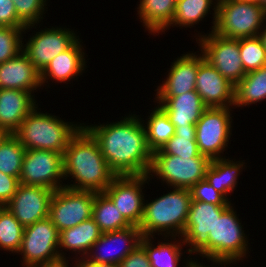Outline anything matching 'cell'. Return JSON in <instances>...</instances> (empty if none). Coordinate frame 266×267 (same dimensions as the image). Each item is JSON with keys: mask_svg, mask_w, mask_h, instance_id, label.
I'll use <instances>...</instances> for the list:
<instances>
[{"mask_svg": "<svg viewBox=\"0 0 266 267\" xmlns=\"http://www.w3.org/2000/svg\"><path fill=\"white\" fill-rule=\"evenodd\" d=\"M177 0H140L137 14L145 30L154 35L162 32L171 24Z\"/></svg>", "mask_w": 266, "mask_h": 267, "instance_id": "cell-27", "label": "cell"}, {"mask_svg": "<svg viewBox=\"0 0 266 267\" xmlns=\"http://www.w3.org/2000/svg\"><path fill=\"white\" fill-rule=\"evenodd\" d=\"M82 124L66 122L56 115L43 113L37 104L13 135L26 150H51L63 154Z\"/></svg>", "mask_w": 266, "mask_h": 267, "instance_id": "cell-4", "label": "cell"}, {"mask_svg": "<svg viewBox=\"0 0 266 267\" xmlns=\"http://www.w3.org/2000/svg\"><path fill=\"white\" fill-rule=\"evenodd\" d=\"M149 114L148 118L145 119L147 121L142 118V122L146 130L148 147L152 152H155L160 150L175 135V126L158 105Z\"/></svg>", "mask_w": 266, "mask_h": 267, "instance_id": "cell-30", "label": "cell"}, {"mask_svg": "<svg viewBox=\"0 0 266 267\" xmlns=\"http://www.w3.org/2000/svg\"><path fill=\"white\" fill-rule=\"evenodd\" d=\"M41 87L40 71L23 51L0 63V89H19L33 94Z\"/></svg>", "mask_w": 266, "mask_h": 267, "instance_id": "cell-22", "label": "cell"}, {"mask_svg": "<svg viewBox=\"0 0 266 267\" xmlns=\"http://www.w3.org/2000/svg\"><path fill=\"white\" fill-rule=\"evenodd\" d=\"M101 235L102 232L92 217L72 228L64 229L59 232L58 251L60 257H66L63 250L67 252L70 250L76 256L71 260L84 259Z\"/></svg>", "mask_w": 266, "mask_h": 267, "instance_id": "cell-24", "label": "cell"}, {"mask_svg": "<svg viewBox=\"0 0 266 267\" xmlns=\"http://www.w3.org/2000/svg\"><path fill=\"white\" fill-rule=\"evenodd\" d=\"M266 100V65L248 72L235 85L234 108L246 107Z\"/></svg>", "mask_w": 266, "mask_h": 267, "instance_id": "cell-29", "label": "cell"}, {"mask_svg": "<svg viewBox=\"0 0 266 267\" xmlns=\"http://www.w3.org/2000/svg\"><path fill=\"white\" fill-rule=\"evenodd\" d=\"M260 5L266 9V0H260Z\"/></svg>", "mask_w": 266, "mask_h": 267, "instance_id": "cell-49", "label": "cell"}, {"mask_svg": "<svg viewBox=\"0 0 266 267\" xmlns=\"http://www.w3.org/2000/svg\"><path fill=\"white\" fill-rule=\"evenodd\" d=\"M17 17L26 25L23 34L38 26L44 19L48 0H12ZM36 26V27H35Z\"/></svg>", "mask_w": 266, "mask_h": 267, "instance_id": "cell-36", "label": "cell"}, {"mask_svg": "<svg viewBox=\"0 0 266 267\" xmlns=\"http://www.w3.org/2000/svg\"><path fill=\"white\" fill-rule=\"evenodd\" d=\"M19 179L0 172V202L5 206L16 193Z\"/></svg>", "mask_w": 266, "mask_h": 267, "instance_id": "cell-40", "label": "cell"}, {"mask_svg": "<svg viewBox=\"0 0 266 267\" xmlns=\"http://www.w3.org/2000/svg\"><path fill=\"white\" fill-rule=\"evenodd\" d=\"M59 232L50 218H44L24 227L20 250L23 267H36L60 257Z\"/></svg>", "mask_w": 266, "mask_h": 267, "instance_id": "cell-12", "label": "cell"}, {"mask_svg": "<svg viewBox=\"0 0 266 267\" xmlns=\"http://www.w3.org/2000/svg\"><path fill=\"white\" fill-rule=\"evenodd\" d=\"M154 100L175 127H196L207 108L195 90L178 96H155Z\"/></svg>", "mask_w": 266, "mask_h": 267, "instance_id": "cell-21", "label": "cell"}, {"mask_svg": "<svg viewBox=\"0 0 266 267\" xmlns=\"http://www.w3.org/2000/svg\"><path fill=\"white\" fill-rule=\"evenodd\" d=\"M192 201H201L215 205H232L221 193L216 191L206 179L200 180L190 188Z\"/></svg>", "mask_w": 266, "mask_h": 267, "instance_id": "cell-38", "label": "cell"}, {"mask_svg": "<svg viewBox=\"0 0 266 267\" xmlns=\"http://www.w3.org/2000/svg\"><path fill=\"white\" fill-rule=\"evenodd\" d=\"M118 267H152L145 249L139 244L130 254H128Z\"/></svg>", "mask_w": 266, "mask_h": 267, "instance_id": "cell-41", "label": "cell"}, {"mask_svg": "<svg viewBox=\"0 0 266 267\" xmlns=\"http://www.w3.org/2000/svg\"><path fill=\"white\" fill-rule=\"evenodd\" d=\"M233 204L216 219L212 232H209V262L229 267L247 258L248 238Z\"/></svg>", "mask_w": 266, "mask_h": 267, "instance_id": "cell-5", "label": "cell"}, {"mask_svg": "<svg viewBox=\"0 0 266 267\" xmlns=\"http://www.w3.org/2000/svg\"><path fill=\"white\" fill-rule=\"evenodd\" d=\"M217 8L215 33L234 39L259 36L266 20V9L260 4L231 0Z\"/></svg>", "mask_w": 266, "mask_h": 267, "instance_id": "cell-6", "label": "cell"}, {"mask_svg": "<svg viewBox=\"0 0 266 267\" xmlns=\"http://www.w3.org/2000/svg\"><path fill=\"white\" fill-rule=\"evenodd\" d=\"M24 29L0 26V63L16 57L22 51Z\"/></svg>", "mask_w": 266, "mask_h": 267, "instance_id": "cell-37", "label": "cell"}, {"mask_svg": "<svg viewBox=\"0 0 266 267\" xmlns=\"http://www.w3.org/2000/svg\"><path fill=\"white\" fill-rule=\"evenodd\" d=\"M0 26L25 28L26 25L17 17L12 0H0Z\"/></svg>", "mask_w": 266, "mask_h": 267, "instance_id": "cell-39", "label": "cell"}, {"mask_svg": "<svg viewBox=\"0 0 266 267\" xmlns=\"http://www.w3.org/2000/svg\"><path fill=\"white\" fill-rule=\"evenodd\" d=\"M231 205H215L201 201H191L188 219L182 235L189 256L197 254L209 262V232H212L216 219ZM192 254V255H191ZM204 257V258H202Z\"/></svg>", "mask_w": 266, "mask_h": 267, "instance_id": "cell-11", "label": "cell"}, {"mask_svg": "<svg viewBox=\"0 0 266 267\" xmlns=\"http://www.w3.org/2000/svg\"><path fill=\"white\" fill-rule=\"evenodd\" d=\"M204 263L202 262V267H210L209 265L208 266H206L205 264L203 265ZM212 267H213V265H212Z\"/></svg>", "mask_w": 266, "mask_h": 267, "instance_id": "cell-51", "label": "cell"}, {"mask_svg": "<svg viewBox=\"0 0 266 267\" xmlns=\"http://www.w3.org/2000/svg\"><path fill=\"white\" fill-rule=\"evenodd\" d=\"M10 134L7 131H4L0 129V145L4 142V140L9 136Z\"/></svg>", "mask_w": 266, "mask_h": 267, "instance_id": "cell-45", "label": "cell"}, {"mask_svg": "<svg viewBox=\"0 0 266 267\" xmlns=\"http://www.w3.org/2000/svg\"><path fill=\"white\" fill-rule=\"evenodd\" d=\"M235 160L229 157L211 160L205 174L206 181L228 201L229 194L237 187L240 173L246 167L244 160Z\"/></svg>", "mask_w": 266, "mask_h": 267, "instance_id": "cell-26", "label": "cell"}, {"mask_svg": "<svg viewBox=\"0 0 266 267\" xmlns=\"http://www.w3.org/2000/svg\"><path fill=\"white\" fill-rule=\"evenodd\" d=\"M92 218L99 226L102 233L112 232L131 226L114 206V203L103 192L95 194Z\"/></svg>", "mask_w": 266, "mask_h": 267, "instance_id": "cell-31", "label": "cell"}, {"mask_svg": "<svg viewBox=\"0 0 266 267\" xmlns=\"http://www.w3.org/2000/svg\"><path fill=\"white\" fill-rule=\"evenodd\" d=\"M34 95L19 89H0V129L14 134L37 106Z\"/></svg>", "mask_w": 266, "mask_h": 267, "instance_id": "cell-23", "label": "cell"}, {"mask_svg": "<svg viewBox=\"0 0 266 267\" xmlns=\"http://www.w3.org/2000/svg\"><path fill=\"white\" fill-rule=\"evenodd\" d=\"M26 149L10 134L0 145V172L19 179Z\"/></svg>", "mask_w": 266, "mask_h": 267, "instance_id": "cell-33", "label": "cell"}, {"mask_svg": "<svg viewBox=\"0 0 266 267\" xmlns=\"http://www.w3.org/2000/svg\"><path fill=\"white\" fill-rule=\"evenodd\" d=\"M54 190L19 183L16 193L5 207L23 227L47 218Z\"/></svg>", "mask_w": 266, "mask_h": 267, "instance_id": "cell-17", "label": "cell"}, {"mask_svg": "<svg viewBox=\"0 0 266 267\" xmlns=\"http://www.w3.org/2000/svg\"><path fill=\"white\" fill-rule=\"evenodd\" d=\"M239 51L245 73L266 65V49L259 36L239 38Z\"/></svg>", "mask_w": 266, "mask_h": 267, "instance_id": "cell-35", "label": "cell"}, {"mask_svg": "<svg viewBox=\"0 0 266 267\" xmlns=\"http://www.w3.org/2000/svg\"><path fill=\"white\" fill-rule=\"evenodd\" d=\"M64 179H74L65 184L73 190L104 192L116 176L108 167L97 141L82 126L71 138L63 153Z\"/></svg>", "mask_w": 266, "mask_h": 267, "instance_id": "cell-2", "label": "cell"}, {"mask_svg": "<svg viewBox=\"0 0 266 267\" xmlns=\"http://www.w3.org/2000/svg\"><path fill=\"white\" fill-rule=\"evenodd\" d=\"M259 37L261 38L263 45L266 49V20H265V23L262 27V30L260 31Z\"/></svg>", "mask_w": 266, "mask_h": 267, "instance_id": "cell-44", "label": "cell"}, {"mask_svg": "<svg viewBox=\"0 0 266 267\" xmlns=\"http://www.w3.org/2000/svg\"><path fill=\"white\" fill-rule=\"evenodd\" d=\"M212 7V8H211ZM218 6L215 4L213 0H177L176 3V10L174 17L171 21V24L162 32L163 34L165 31L170 29L171 27H189L193 28L194 25H198L200 21L206 17L208 12L212 13V27L211 31H214L216 19H217V8ZM212 9L213 11H211Z\"/></svg>", "mask_w": 266, "mask_h": 267, "instance_id": "cell-28", "label": "cell"}, {"mask_svg": "<svg viewBox=\"0 0 266 267\" xmlns=\"http://www.w3.org/2000/svg\"><path fill=\"white\" fill-rule=\"evenodd\" d=\"M197 36V37H196ZM199 50L204 58L233 85L246 75L239 51V39L226 38L214 31L195 34ZM199 37V38H198Z\"/></svg>", "mask_w": 266, "mask_h": 267, "instance_id": "cell-9", "label": "cell"}, {"mask_svg": "<svg viewBox=\"0 0 266 267\" xmlns=\"http://www.w3.org/2000/svg\"><path fill=\"white\" fill-rule=\"evenodd\" d=\"M191 201L190 189L187 188H173L150 202L144 201L139 225L142 236L182 237Z\"/></svg>", "mask_w": 266, "mask_h": 267, "instance_id": "cell-3", "label": "cell"}, {"mask_svg": "<svg viewBox=\"0 0 266 267\" xmlns=\"http://www.w3.org/2000/svg\"><path fill=\"white\" fill-rule=\"evenodd\" d=\"M82 40L80 37L65 51L54 57L47 66L40 72L41 84L44 87L48 86V79L59 83L70 82L71 79H75L77 76L82 75L87 68V56L84 53ZM47 83V84H45Z\"/></svg>", "mask_w": 266, "mask_h": 267, "instance_id": "cell-20", "label": "cell"}, {"mask_svg": "<svg viewBox=\"0 0 266 267\" xmlns=\"http://www.w3.org/2000/svg\"><path fill=\"white\" fill-rule=\"evenodd\" d=\"M4 205L0 202V212L4 209Z\"/></svg>", "mask_w": 266, "mask_h": 267, "instance_id": "cell-50", "label": "cell"}, {"mask_svg": "<svg viewBox=\"0 0 266 267\" xmlns=\"http://www.w3.org/2000/svg\"><path fill=\"white\" fill-rule=\"evenodd\" d=\"M189 267H202V262L200 263V261H198L196 258V260L194 259V262Z\"/></svg>", "mask_w": 266, "mask_h": 267, "instance_id": "cell-46", "label": "cell"}, {"mask_svg": "<svg viewBox=\"0 0 266 267\" xmlns=\"http://www.w3.org/2000/svg\"><path fill=\"white\" fill-rule=\"evenodd\" d=\"M39 31H34L26 44L22 43V51L41 72L54 57L67 50L79 35L72 29L60 26L45 27Z\"/></svg>", "mask_w": 266, "mask_h": 267, "instance_id": "cell-15", "label": "cell"}, {"mask_svg": "<svg viewBox=\"0 0 266 267\" xmlns=\"http://www.w3.org/2000/svg\"><path fill=\"white\" fill-rule=\"evenodd\" d=\"M154 238L156 237H142L140 241V245L146 251L150 265L152 267H180V261L183 259L181 257H183L185 252H188L187 250H184V253L182 251L184 247L183 245H185L182 237L164 236V242L157 241V245L156 242L153 241ZM168 239H170V241ZM192 259L193 258H190L189 256L186 259L184 258L183 261L185 266H182L189 267L194 262V259Z\"/></svg>", "mask_w": 266, "mask_h": 267, "instance_id": "cell-25", "label": "cell"}, {"mask_svg": "<svg viewBox=\"0 0 266 267\" xmlns=\"http://www.w3.org/2000/svg\"><path fill=\"white\" fill-rule=\"evenodd\" d=\"M153 155H176L178 157L208 158L201 155L196 142V127H175V135Z\"/></svg>", "mask_w": 266, "mask_h": 267, "instance_id": "cell-32", "label": "cell"}, {"mask_svg": "<svg viewBox=\"0 0 266 267\" xmlns=\"http://www.w3.org/2000/svg\"><path fill=\"white\" fill-rule=\"evenodd\" d=\"M215 2V4L218 6L221 3L227 2V1H231V0H213Z\"/></svg>", "mask_w": 266, "mask_h": 267, "instance_id": "cell-48", "label": "cell"}, {"mask_svg": "<svg viewBox=\"0 0 266 267\" xmlns=\"http://www.w3.org/2000/svg\"><path fill=\"white\" fill-rule=\"evenodd\" d=\"M232 109L234 107H207L195 124L199 152L210 160L227 157L221 154L226 151L232 135Z\"/></svg>", "mask_w": 266, "mask_h": 267, "instance_id": "cell-7", "label": "cell"}, {"mask_svg": "<svg viewBox=\"0 0 266 267\" xmlns=\"http://www.w3.org/2000/svg\"><path fill=\"white\" fill-rule=\"evenodd\" d=\"M237 1H242V2H252V3L260 4V0H237Z\"/></svg>", "mask_w": 266, "mask_h": 267, "instance_id": "cell-47", "label": "cell"}, {"mask_svg": "<svg viewBox=\"0 0 266 267\" xmlns=\"http://www.w3.org/2000/svg\"><path fill=\"white\" fill-rule=\"evenodd\" d=\"M142 237L139 227L135 225L102 233L84 259L93 263L118 265L140 244Z\"/></svg>", "mask_w": 266, "mask_h": 267, "instance_id": "cell-16", "label": "cell"}, {"mask_svg": "<svg viewBox=\"0 0 266 267\" xmlns=\"http://www.w3.org/2000/svg\"><path fill=\"white\" fill-rule=\"evenodd\" d=\"M150 180L148 174L115 176L103 192L131 225H140L145 201L142 190Z\"/></svg>", "mask_w": 266, "mask_h": 267, "instance_id": "cell-14", "label": "cell"}, {"mask_svg": "<svg viewBox=\"0 0 266 267\" xmlns=\"http://www.w3.org/2000/svg\"><path fill=\"white\" fill-rule=\"evenodd\" d=\"M24 227L6 208L0 212V250L11 254L20 250Z\"/></svg>", "mask_w": 266, "mask_h": 267, "instance_id": "cell-34", "label": "cell"}, {"mask_svg": "<svg viewBox=\"0 0 266 267\" xmlns=\"http://www.w3.org/2000/svg\"><path fill=\"white\" fill-rule=\"evenodd\" d=\"M77 267H118V265L93 263L85 259H79L77 260Z\"/></svg>", "mask_w": 266, "mask_h": 267, "instance_id": "cell-43", "label": "cell"}, {"mask_svg": "<svg viewBox=\"0 0 266 267\" xmlns=\"http://www.w3.org/2000/svg\"><path fill=\"white\" fill-rule=\"evenodd\" d=\"M83 127L97 141L109 169L116 176L149 173L153 152L148 147L141 116L131 113L110 124L83 123Z\"/></svg>", "mask_w": 266, "mask_h": 267, "instance_id": "cell-1", "label": "cell"}, {"mask_svg": "<svg viewBox=\"0 0 266 267\" xmlns=\"http://www.w3.org/2000/svg\"><path fill=\"white\" fill-rule=\"evenodd\" d=\"M96 193L66 187L54 191L48 217L58 232L72 228L92 217Z\"/></svg>", "mask_w": 266, "mask_h": 267, "instance_id": "cell-10", "label": "cell"}, {"mask_svg": "<svg viewBox=\"0 0 266 267\" xmlns=\"http://www.w3.org/2000/svg\"><path fill=\"white\" fill-rule=\"evenodd\" d=\"M196 53L188 52L173 60L165 81L154 90L155 96H178L195 90L199 62L204 58L202 52Z\"/></svg>", "mask_w": 266, "mask_h": 267, "instance_id": "cell-19", "label": "cell"}, {"mask_svg": "<svg viewBox=\"0 0 266 267\" xmlns=\"http://www.w3.org/2000/svg\"><path fill=\"white\" fill-rule=\"evenodd\" d=\"M209 158L178 157L176 155H153L148 176L157 178L172 188L190 189L205 179Z\"/></svg>", "mask_w": 266, "mask_h": 267, "instance_id": "cell-8", "label": "cell"}, {"mask_svg": "<svg viewBox=\"0 0 266 267\" xmlns=\"http://www.w3.org/2000/svg\"><path fill=\"white\" fill-rule=\"evenodd\" d=\"M67 259H70V258H66V257H59L57 259H54V260H51V261H48L44 264H41V265H38L36 267H69V261L70 260H67ZM75 263L73 264V267H77V260H75Z\"/></svg>", "mask_w": 266, "mask_h": 267, "instance_id": "cell-42", "label": "cell"}, {"mask_svg": "<svg viewBox=\"0 0 266 267\" xmlns=\"http://www.w3.org/2000/svg\"><path fill=\"white\" fill-rule=\"evenodd\" d=\"M234 90L235 85L205 58L199 62L195 91L206 107H234Z\"/></svg>", "mask_w": 266, "mask_h": 267, "instance_id": "cell-18", "label": "cell"}, {"mask_svg": "<svg viewBox=\"0 0 266 267\" xmlns=\"http://www.w3.org/2000/svg\"><path fill=\"white\" fill-rule=\"evenodd\" d=\"M63 154L51 150H26L19 183L51 190L65 187Z\"/></svg>", "mask_w": 266, "mask_h": 267, "instance_id": "cell-13", "label": "cell"}]
</instances>
